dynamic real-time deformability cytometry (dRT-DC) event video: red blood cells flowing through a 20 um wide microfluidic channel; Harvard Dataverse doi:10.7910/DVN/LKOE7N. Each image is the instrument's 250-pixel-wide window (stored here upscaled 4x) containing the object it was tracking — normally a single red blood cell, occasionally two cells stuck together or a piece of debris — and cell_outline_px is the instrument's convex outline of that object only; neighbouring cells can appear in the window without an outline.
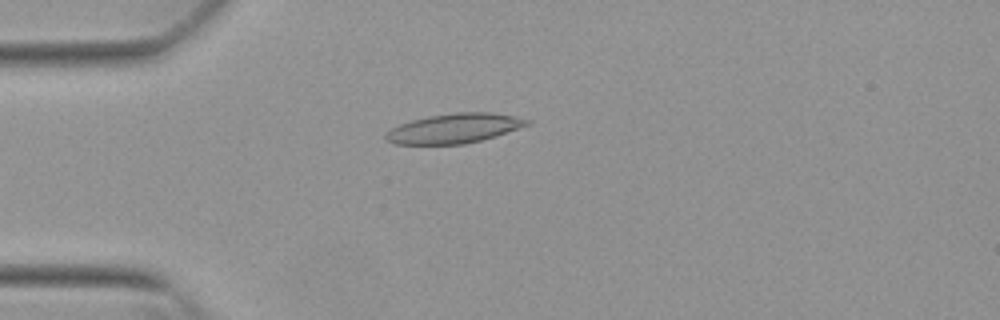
{"species": "Egyptian fruit bat (a non-hibernating species)", "species_latin": "Rousettus aegyptiacus", "temperature_condition": "warm", "stored_images_in_passage": 53, "camera_frame_rate_fps": 3000, "um_per_image_px": 0.085, "animal": {"sex": "female"}, "frame": {"image": 1, "passage_image": 14, "time_ms": 4.333, "image_size_px": [1000, 320], "cell_outline_px": [[532, 120], [528, 124], [496, 136], [464, 144], [392, 144], [384, 140], [384, 136], [392, 128], [400, 124], [412, 120], [428, 116], [456, 112], [488, 112], [512, 116]], "centroid_in_image_um": [38.56, 10.91], "position_along_channel_um": 46.4, "area_um2": 24.16}}
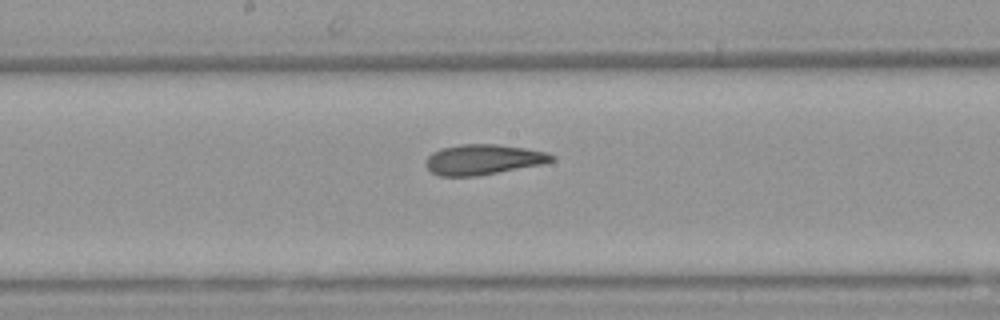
{"frame": {"image": 2, "passage_image": 28, "time_ms": 9.0, "image_size_px": [1000, 320], "cell_outline_px": [[556, 160], [544, 164], [476, 176], [440, 176], [432, 172], [424, 164], [428, 156], [432, 152], [440, 148], [460, 144], [496, 144], [524, 148], [548, 152], [556, 156]], "centroid_in_image_um": [41.09, 13.55], "position_along_channel_um": 207.1, "area_um2": 22.37}}
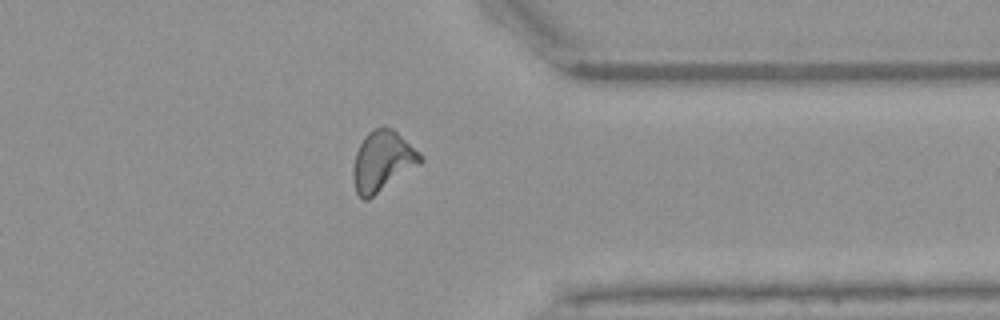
{"frame": {"image": 3, "passage_image": 42, "time_ms": 13.667, "image_size_px": [1000, 320], "cell_outline_px": [[424, 160], [420, 164], [368, 200], [364, 200], [356, 192], [352, 180], [352, 168], [356, 152], [364, 136], [372, 128], [384, 124], [392, 128], [420, 152]], "centroid_in_image_um": [32.49, 13.68], "position_along_channel_um": 378.9, "area_um2": 23.93}, "authors_computed_cell_mechanics": {"area_um2": 22.9466, "velocity_mm_per_s": 3.8378, "shape_relaxation_time_tau1_ms": null, "shape_relaxation_time_tau2_ms": 3.4034, "deformation_change_tau1": null, "deformation_change_tau2": 0.1183}}